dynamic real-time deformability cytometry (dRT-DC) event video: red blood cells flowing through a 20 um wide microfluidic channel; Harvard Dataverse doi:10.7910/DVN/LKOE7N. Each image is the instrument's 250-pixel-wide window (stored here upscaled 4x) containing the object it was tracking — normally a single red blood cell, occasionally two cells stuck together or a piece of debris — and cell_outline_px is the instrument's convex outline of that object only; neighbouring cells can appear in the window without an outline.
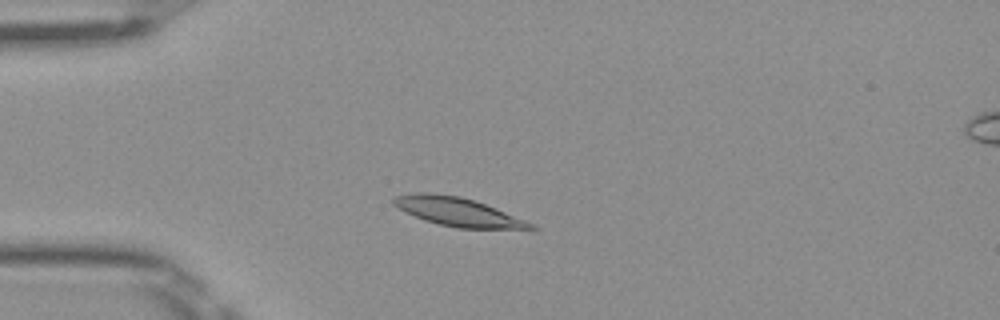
{"species": "Egyptian fruit bat (a non-hibernating species)", "species_latin": "Rousettus aegyptiacus", "temperature_condition": "room temperature", "stored_images_in_passage": 47, "camera_frame_rate_fps": 3000, "um_per_image_px": 0.085, "frame": {"image": 1, "passage_image": 10, "time_ms": 3.0, "image_size_px": [1000, 320], "cell_outline_px": [[540, 228], [456, 228], [424, 220], [392, 204], [392, 200], [396, 196], [412, 192], [424, 192], [460, 196], [496, 208], [536, 224]], "centroid_in_image_um": [38.92, 17.99], "position_along_channel_um": 46.1, "area_um2": 22.43}}
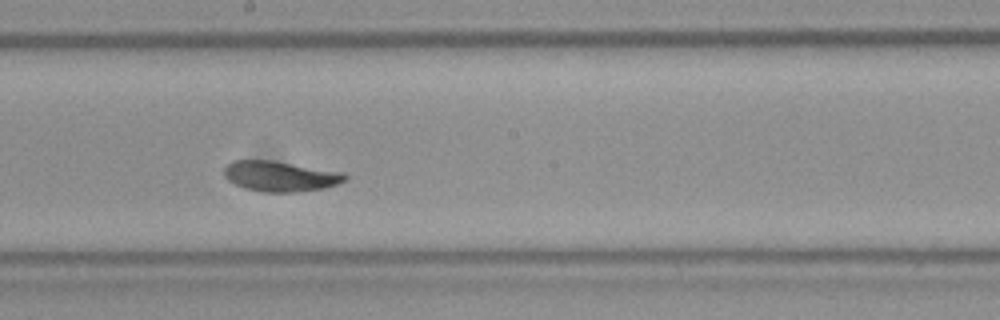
{"frame": {"image": 2, "passage_image": 25, "time_ms": 8.0, "image_size_px": [1000, 320], "cell_outline_px": [[348, 180], [324, 188], [296, 192], [264, 192], [244, 188], [228, 180], [224, 176], [224, 168], [232, 160], [272, 160], [344, 172], [348, 176]], "centroid_in_image_um": [23.84, 14.97], "position_along_channel_um": 224.4, "area_um2": 21.5}}
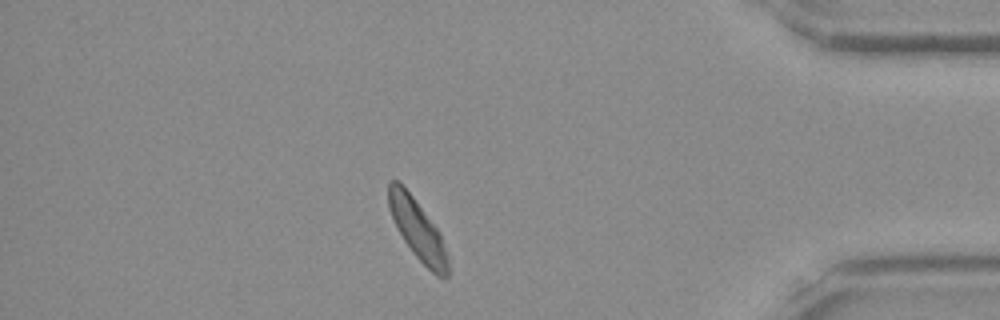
{"frame": {"image": 3, "passage_image": 41, "time_ms": 13.333, "image_size_px": [1000, 320], "cell_outline_px": [[448, 276], [436, 276], [412, 252], [404, 240], [388, 208], [388, 180], [400, 180], [436, 228], [440, 236], [448, 256]], "centroid_in_image_um": [35.46, 19.47], "position_along_channel_um": 399.7, "area_um2": 20.23}, "authors_computed_cell_mechanics": {"area_um2": 22.0796, "velocity_mm_per_s": 3.9705, "shape_relaxation_time_tau1_ms": 2.9109, "shape_relaxation_time_tau2_ms": 2.7744, "deformation_change_tau1": 0.1187, "deformation_change_tau2": 0.0576}}